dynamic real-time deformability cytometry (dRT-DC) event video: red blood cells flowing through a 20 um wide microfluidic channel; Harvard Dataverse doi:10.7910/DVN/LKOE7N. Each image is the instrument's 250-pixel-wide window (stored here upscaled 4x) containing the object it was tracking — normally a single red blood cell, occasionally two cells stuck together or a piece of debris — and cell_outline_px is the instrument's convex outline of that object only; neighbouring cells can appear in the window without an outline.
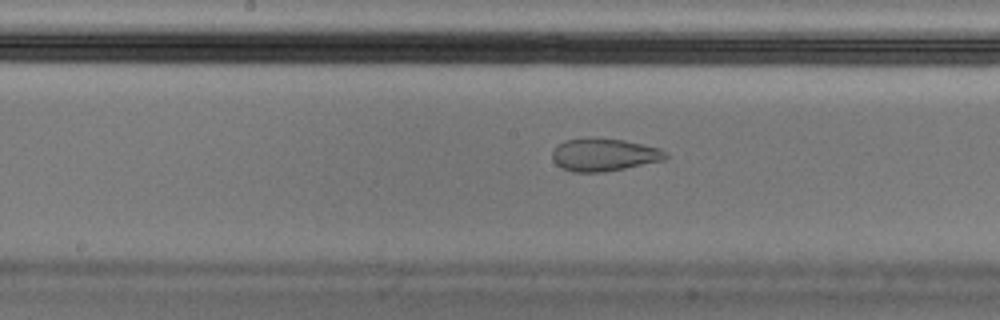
{"species": "Egyptian fruit bat (a non-hibernating species)", "species_latin": "Rousettus aegyptiacus", "temperature_condition": "cold", "stored_images_in_passage": 48, "camera_frame_rate_fps": 3000, "um_per_image_px": 0.085, "animal": {"sex": "male"}, "frame": {"image": 1, "passage_image": 21, "time_ms": 6.667, "image_size_px": [1000, 320], "cell_outline_px": [[668, 156], [664, 160], [604, 172], [572, 172], [560, 168], [552, 160], [552, 152], [564, 140], [624, 140], [660, 148]], "centroid_in_image_um": [51.33, 13.2], "position_along_channel_um": 196.9, "area_um2": 20.92}, "authors_computed_cell_mechanics": {"area_um2": 23.7847, "velocity_mm_per_s": 3.5456, "shape_relaxation_time_tau1_ms": null, "shape_relaxation_time_tau2_ms": 1.2986, "deformation_change_tau1": null, "deformation_change_tau2": 0.0742}}